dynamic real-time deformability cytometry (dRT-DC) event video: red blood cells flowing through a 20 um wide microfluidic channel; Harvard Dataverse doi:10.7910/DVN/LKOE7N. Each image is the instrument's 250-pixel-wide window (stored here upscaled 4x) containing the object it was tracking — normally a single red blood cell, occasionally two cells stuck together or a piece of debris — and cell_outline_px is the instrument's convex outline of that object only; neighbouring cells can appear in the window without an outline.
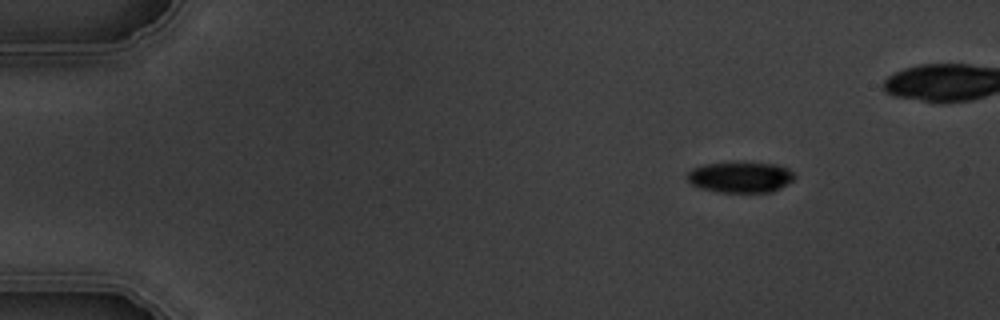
{"species": "common noctule bat (a hibernating species)", "species_latin": "Nyctalus noctula", "temperature_condition": "warm", "stored_images_in_passage": 5, "camera_frame_rate_fps": 3000, "um_per_image_px": 0.085, "animal": {"sex": "male", "body_mass_g": 19.5, "forearm_length_mm": 54.6}, "frame": {"image": 1, "passage_image": 1, "time_ms": 0.0, "image_size_px": [1000, 320], "cell_outline_px": [[796, 176], [792, 180], [780, 188], [772, 192], [716, 192], [700, 188], [688, 184], [688, 172], [692, 168], [704, 164], [736, 160], [744, 160], [776, 164], [788, 168]], "centroid_in_image_um": [62.91, 15.02], "position_along_channel_um": 22.1, "area_um2": 20.06}}